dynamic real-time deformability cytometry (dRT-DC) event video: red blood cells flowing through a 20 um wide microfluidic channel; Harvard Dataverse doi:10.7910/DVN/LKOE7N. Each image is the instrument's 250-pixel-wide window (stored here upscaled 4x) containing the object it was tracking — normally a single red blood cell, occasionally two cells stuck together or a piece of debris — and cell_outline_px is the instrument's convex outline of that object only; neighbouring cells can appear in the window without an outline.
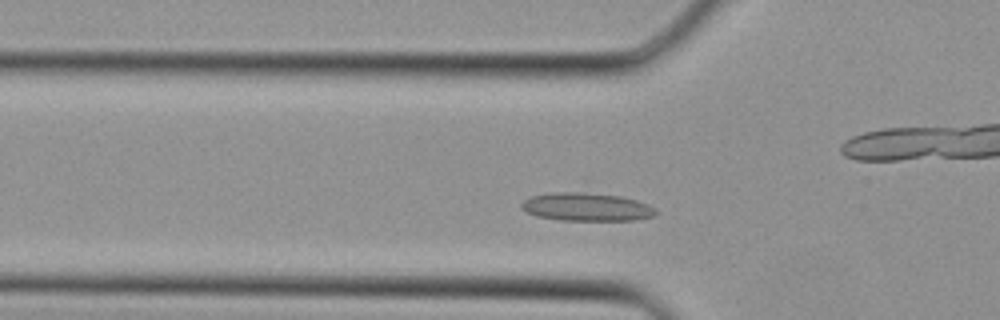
{"species": "Egyptian fruit bat (a non-hibernating species)", "species_latin": "Rousettus aegyptiacus", "temperature_condition": "cold", "stored_images_in_passage": 31, "camera_frame_rate_fps": 3000, "um_per_image_px": 0.085, "animal": {"sex": "female"}, "frame": {"image": 1, "passage_image": 5, "time_ms": 1.333, "image_size_px": [1000, 320], "cell_outline_px": [[656, 216], [636, 220], [560, 220], [536, 216], [520, 208], [520, 204], [524, 200], [532, 196], [552, 192], [576, 192], [620, 196], [636, 200], [648, 204], [656, 208]], "centroid_in_image_um": [49.86, 17.59], "position_along_channel_um": 75.9, "area_um2": 22.02}}